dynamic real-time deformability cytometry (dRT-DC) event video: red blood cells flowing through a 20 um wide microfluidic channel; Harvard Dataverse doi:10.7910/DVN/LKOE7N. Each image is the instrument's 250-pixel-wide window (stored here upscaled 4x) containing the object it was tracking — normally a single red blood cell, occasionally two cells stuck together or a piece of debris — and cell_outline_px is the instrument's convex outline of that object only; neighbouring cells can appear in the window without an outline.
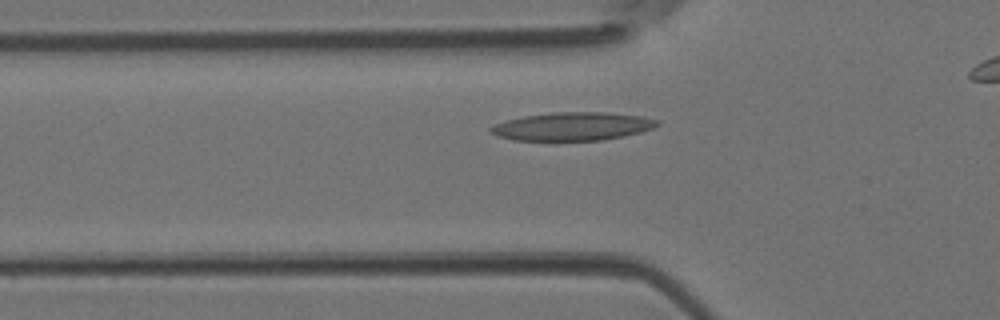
{"species": "Egyptian fruit bat (a non-hibernating species)", "species_latin": "Rousettus aegyptiacus", "temperature_condition": "room temperature", "stored_images_in_passage": 27, "camera_frame_rate_fps": 3000, "um_per_image_px": 0.085, "animal": {"sex": "female"}, "frame": {"image": 1, "passage_image": 6, "time_ms": 1.667, "image_size_px": [1000, 320], "cell_outline_px": [[660, 124], [652, 128], [640, 132], [624, 136], [604, 140], [512, 140], [496, 136], [488, 128], [496, 124], [508, 120], [524, 116], [552, 112], [604, 112], [644, 116], [660, 120]], "centroid_in_image_um": [48.7, 10.74], "position_along_channel_um": 77.1, "area_um2": 27.4}}
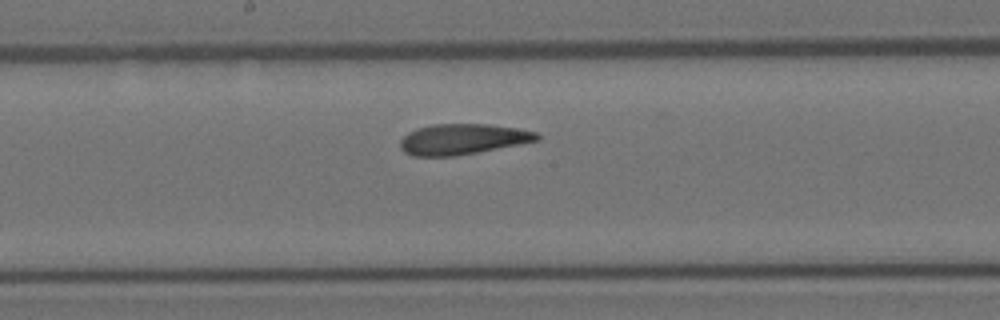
{"frame": {"image": 2, "passage_image": 15, "time_ms": 4.667, "image_size_px": [1000, 320], "cell_outline_px": [[540, 140], [520, 144], [456, 156], [412, 156], [404, 152], [400, 148], [400, 140], [408, 132], [416, 128], [432, 124], [488, 124], [520, 128], [536, 132], [540, 136]], "centroid_in_image_um": [39.31, 11.82], "position_along_channel_um": 208.9, "area_um2": 24.57}}
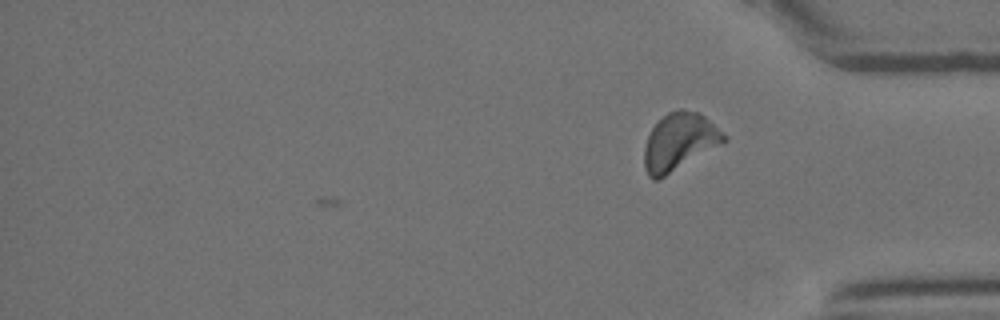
{"frame": {"image": 3, "passage_image": 27, "time_ms": 8.667, "image_size_px": [1000, 320], "cell_outline_px": [[728, 140], [664, 176], [656, 180], [652, 180], [648, 176], [644, 168], [644, 148], [648, 136], [652, 128], [668, 112], [676, 108], [684, 108], [700, 112], [724, 132], [728, 136]], "centroid_in_image_um": [57.75, 12.01], "position_along_channel_um": 377.4, "area_um2": 26.53}}